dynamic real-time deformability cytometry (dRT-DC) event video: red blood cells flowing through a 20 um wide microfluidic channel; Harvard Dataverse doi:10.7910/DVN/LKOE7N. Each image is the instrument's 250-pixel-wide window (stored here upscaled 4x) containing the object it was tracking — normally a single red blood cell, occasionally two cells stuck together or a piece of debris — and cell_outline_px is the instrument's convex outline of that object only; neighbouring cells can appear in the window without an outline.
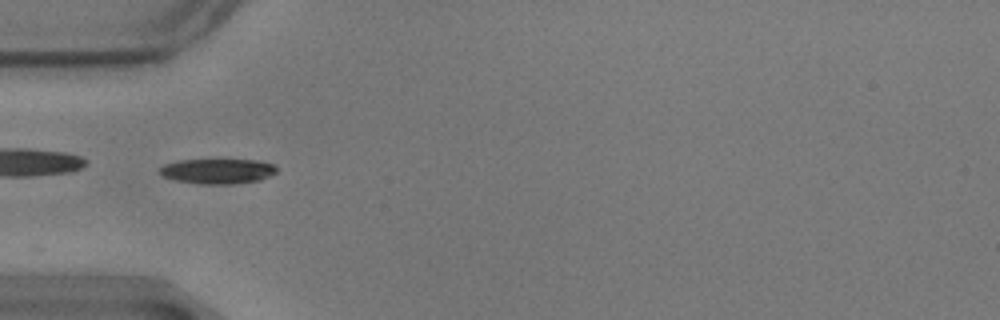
{"species": "common noctule bat (a hibernating species)", "species_latin": "Nyctalus noctula", "temperature_condition": "warm", "stored_images_in_passage": 13, "camera_frame_rate_fps": 3000, "um_per_image_px": 0.085, "animal": {"sex": "male", "body_mass_g": 17.9}, "frame": {"image": 1, "passage_image": 3, "time_ms": 0.667, "image_size_px": [1000, 320], "cell_outline_px": [[276, 172], [260, 180], [232, 184], [200, 184], [176, 180], [164, 176], [160, 172], [160, 168], [164, 164], [180, 160], [256, 160], [272, 164], [276, 168]], "centroid_in_image_um": [18.49, 14.55], "position_along_channel_um": 66.5, "area_um2": 16.82}}
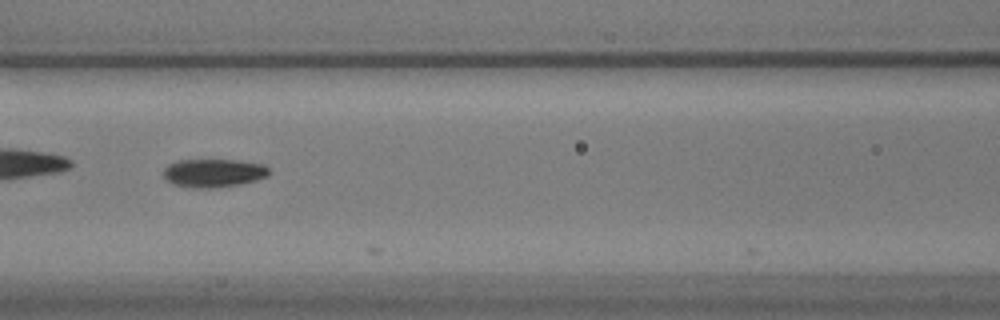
{"frame": {"image": 2, "passage_image": 10, "time_ms": 3.0, "image_size_px": [1000, 320], "cell_outline_px": [[268, 176], [256, 180], [240, 184], [208, 188], [192, 188], [172, 184], [164, 176], [164, 168], [168, 164], [176, 160], [236, 160], [264, 164], [268, 168]], "centroid_in_image_um": [18.13, 14.7], "position_along_channel_um": 148.5, "area_um2": 17.4}}